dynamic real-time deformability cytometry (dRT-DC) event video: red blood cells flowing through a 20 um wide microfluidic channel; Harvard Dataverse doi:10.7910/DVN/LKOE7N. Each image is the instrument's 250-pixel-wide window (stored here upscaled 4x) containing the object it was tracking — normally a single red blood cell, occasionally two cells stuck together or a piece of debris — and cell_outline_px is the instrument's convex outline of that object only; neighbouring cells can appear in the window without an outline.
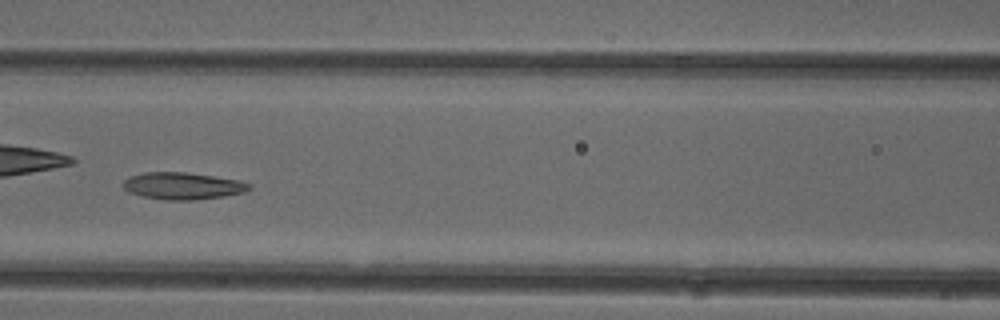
{"species": "common noctule bat (a hibernating species)", "species_latin": "Nyctalus noctula", "temperature_condition": "cold", "stored_images_in_passage": 54, "camera_frame_rate_fps": 3000, "um_per_image_px": 0.085, "animal": {"sex": "female"}, "frame": {"image": 1, "passage_image": 24, "time_ms": 7.667, "image_size_px": [1000, 320], "cell_outline_px": [[252, 188], [244, 192], [224, 196], [188, 200], [168, 200], [144, 196], [128, 192], [120, 184], [124, 180], [132, 176], [144, 172], [184, 172], [216, 176], [240, 180], [252, 184]], "centroid_in_image_um": [15.55, 15.79], "position_along_channel_um": 151.0, "area_um2": 19.83}, "authors_computed_cell_mechanics": {"area_um2": 20.5768, "velocity_mm_per_s": 3.9653, "shape_relaxation_time_tau1_ms": 9.0777, "shape_relaxation_time_tau2_ms": 9.2918, "deformation_change_tau1": 0.1861, "deformation_change_tau2": 0.1978}}